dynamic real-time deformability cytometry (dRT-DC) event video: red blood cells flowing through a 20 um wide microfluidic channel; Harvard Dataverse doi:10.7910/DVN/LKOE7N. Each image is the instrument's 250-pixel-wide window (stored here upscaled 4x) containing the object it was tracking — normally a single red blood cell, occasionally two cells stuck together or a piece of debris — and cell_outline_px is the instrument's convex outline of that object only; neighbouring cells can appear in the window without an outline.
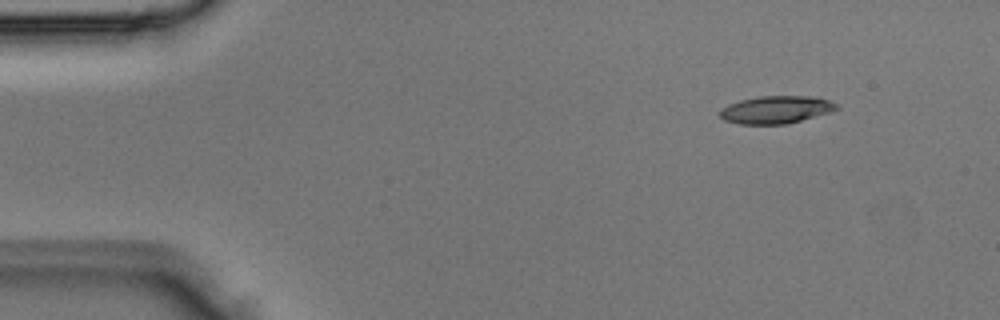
{"species": "Egyptian fruit bat (a non-hibernating species)", "species_latin": "Rousettus aegyptiacus", "temperature_condition": "room temperature", "stored_images_in_passage": 5, "segment_of_instrument_passage": [2, 2], "camera_frame_rate_fps": 3000, "um_per_image_px": 0.085, "animal": {"sex": "male"}, "frame": {"image": 1, "passage_image": 5, "time_ms": 1.333, "image_size_px": [1000, 320], "cell_outline_px": [[840, 108], [828, 112], [788, 124], [740, 124], [724, 120], [720, 116], [720, 108], [728, 104], [740, 100], [760, 96], [812, 96], [828, 100], [836, 104]], "centroid_in_image_um": [65.92, 9.32], "position_along_channel_um": 19.1, "area_um2": 18.67}}